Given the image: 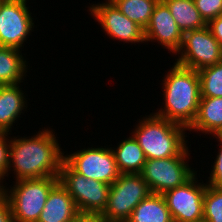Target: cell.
<instances>
[{
    "label": "cell",
    "instance_id": "6da1fadb",
    "mask_svg": "<svg viewBox=\"0 0 222 222\" xmlns=\"http://www.w3.org/2000/svg\"><path fill=\"white\" fill-rule=\"evenodd\" d=\"M55 133L46 126L33 136H12L6 180L11 173L15 181L59 177L64 153L68 151L61 148Z\"/></svg>",
    "mask_w": 222,
    "mask_h": 222
},
{
    "label": "cell",
    "instance_id": "7a4b0ae2",
    "mask_svg": "<svg viewBox=\"0 0 222 222\" xmlns=\"http://www.w3.org/2000/svg\"><path fill=\"white\" fill-rule=\"evenodd\" d=\"M170 67L160 84L165 102L153 113L188 129L196 119L201 98L199 73L175 62Z\"/></svg>",
    "mask_w": 222,
    "mask_h": 222
},
{
    "label": "cell",
    "instance_id": "3957f363",
    "mask_svg": "<svg viewBox=\"0 0 222 222\" xmlns=\"http://www.w3.org/2000/svg\"><path fill=\"white\" fill-rule=\"evenodd\" d=\"M137 120L132 134L142 148L146 159H164L173 156H190L191 144L186 139L185 126L150 113ZM186 131V132H185Z\"/></svg>",
    "mask_w": 222,
    "mask_h": 222
},
{
    "label": "cell",
    "instance_id": "277c9868",
    "mask_svg": "<svg viewBox=\"0 0 222 222\" xmlns=\"http://www.w3.org/2000/svg\"><path fill=\"white\" fill-rule=\"evenodd\" d=\"M12 182L13 186L4 184L0 191L8 199L13 222H37L51 189L59 182V177Z\"/></svg>",
    "mask_w": 222,
    "mask_h": 222
},
{
    "label": "cell",
    "instance_id": "5b68a950",
    "mask_svg": "<svg viewBox=\"0 0 222 222\" xmlns=\"http://www.w3.org/2000/svg\"><path fill=\"white\" fill-rule=\"evenodd\" d=\"M151 193L140 173L120 174L110 185L108 202L100 217L105 222H126L135 207Z\"/></svg>",
    "mask_w": 222,
    "mask_h": 222
},
{
    "label": "cell",
    "instance_id": "8992f818",
    "mask_svg": "<svg viewBox=\"0 0 222 222\" xmlns=\"http://www.w3.org/2000/svg\"><path fill=\"white\" fill-rule=\"evenodd\" d=\"M59 181L73 198L79 213H103L108 202L109 184L86 178L75 172L65 161L60 168Z\"/></svg>",
    "mask_w": 222,
    "mask_h": 222
},
{
    "label": "cell",
    "instance_id": "52a82bcc",
    "mask_svg": "<svg viewBox=\"0 0 222 222\" xmlns=\"http://www.w3.org/2000/svg\"><path fill=\"white\" fill-rule=\"evenodd\" d=\"M190 159L192 160L190 156L146 159L140 174L152 193L163 195L167 191L183 185L198 172L197 168L192 167L193 163H188L192 162Z\"/></svg>",
    "mask_w": 222,
    "mask_h": 222
},
{
    "label": "cell",
    "instance_id": "ba28073f",
    "mask_svg": "<svg viewBox=\"0 0 222 222\" xmlns=\"http://www.w3.org/2000/svg\"><path fill=\"white\" fill-rule=\"evenodd\" d=\"M30 0H4L0 7V47L24 51L29 35L37 29L29 6ZM28 3V4H27Z\"/></svg>",
    "mask_w": 222,
    "mask_h": 222
},
{
    "label": "cell",
    "instance_id": "9c48e42d",
    "mask_svg": "<svg viewBox=\"0 0 222 222\" xmlns=\"http://www.w3.org/2000/svg\"><path fill=\"white\" fill-rule=\"evenodd\" d=\"M111 145L93 144L64 154V161L77 173L106 184H113L120 176Z\"/></svg>",
    "mask_w": 222,
    "mask_h": 222
},
{
    "label": "cell",
    "instance_id": "30bf717a",
    "mask_svg": "<svg viewBox=\"0 0 222 222\" xmlns=\"http://www.w3.org/2000/svg\"><path fill=\"white\" fill-rule=\"evenodd\" d=\"M85 8H88L87 11L89 10V15L94 21L98 22L101 31L113 41L124 42L122 45L125 43L134 45L137 43L138 47L140 44L144 45V29L121 13L111 0L91 3Z\"/></svg>",
    "mask_w": 222,
    "mask_h": 222
},
{
    "label": "cell",
    "instance_id": "8fae6325",
    "mask_svg": "<svg viewBox=\"0 0 222 222\" xmlns=\"http://www.w3.org/2000/svg\"><path fill=\"white\" fill-rule=\"evenodd\" d=\"M176 55L175 63L198 71L222 61V46L206 26L185 32L181 48Z\"/></svg>",
    "mask_w": 222,
    "mask_h": 222
},
{
    "label": "cell",
    "instance_id": "7c38bea8",
    "mask_svg": "<svg viewBox=\"0 0 222 222\" xmlns=\"http://www.w3.org/2000/svg\"><path fill=\"white\" fill-rule=\"evenodd\" d=\"M199 175V177H198ZM197 172L183 185L163 194L174 222H196L203 219L204 183Z\"/></svg>",
    "mask_w": 222,
    "mask_h": 222
},
{
    "label": "cell",
    "instance_id": "4fadbf2b",
    "mask_svg": "<svg viewBox=\"0 0 222 222\" xmlns=\"http://www.w3.org/2000/svg\"><path fill=\"white\" fill-rule=\"evenodd\" d=\"M144 34L145 45H149V42L153 44L158 42L157 44L164 51L167 49L170 55L174 54L173 56H176L183 42V33L162 0H159L156 4Z\"/></svg>",
    "mask_w": 222,
    "mask_h": 222
},
{
    "label": "cell",
    "instance_id": "5bb4252c",
    "mask_svg": "<svg viewBox=\"0 0 222 222\" xmlns=\"http://www.w3.org/2000/svg\"><path fill=\"white\" fill-rule=\"evenodd\" d=\"M22 86L0 85V132L12 133L14 123H18V119L21 120L24 112L28 110V94L22 90Z\"/></svg>",
    "mask_w": 222,
    "mask_h": 222
},
{
    "label": "cell",
    "instance_id": "9a60e30c",
    "mask_svg": "<svg viewBox=\"0 0 222 222\" xmlns=\"http://www.w3.org/2000/svg\"><path fill=\"white\" fill-rule=\"evenodd\" d=\"M78 213L73 198L59 181L51 189L37 222H70Z\"/></svg>",
    "mask_w": 222,
    "mask_h": 222
},
{
    "label": "cell",
    "instance_id": "2e32d148",
    "mask_svg": "<svg viewBox=\"0 0 222 222\" xmlns=\"http://www.w3.org/2000/svg\"><path fill=\"white\" fill-rule=\"evenodd\" d=\"M222 129V98H200L196 119L188 128L191 133L215 136Z\"/></svg>",
    "mask_w": 222,
    "mask_h": 222
},
{
    "label": "cell",
    "instance_id": "e0dca14e",
    "mask_svg": "<svg viewBox=\"0 0 222 222\" xmlns=\"http://www.w3.org/2000/svg\"><path fill=\"white\" fill-rule=\"evenodd\" d=\"M11 47H0V85H16L25 82L30 69L26 54ZM29 67V68H28Z\"/></svg>",
    "mask_w": 222,
    "mask_h": 222
},
{
    "label": "cell",
    "instance_id": "ac0fdd59",
    "mask_svg": "<svg viewBox=\"0 0 222 222\" xmlns=\"http://www.w3.org/2000/svg\"><path fill=\"white\" fill-rule=\"evenodd\" d=\"M129 136V137H128ZM113 151L117 168L120 174L141 173L146 162L145 155L138 141L130 133L117 143V146L110 147Z\"/></svg>",
    "mask_w": 222,
    "mask_h": 222
},
{
    "label": "cell",
    "instance_id": "d6986e66",
    "mask_svg": "<svg viewBox=\"0 0 222 222\" xmlns=\"http://www.w3.org/2000/svg\"><path fill=\"white\" fill-rule=\"evenodd\" d=\"M126 222H174L161 194L151 193L132 211Z\"/></svg>",
    "mask_w": 222,
    "mask_h": 222
},
{
    "label": "cell",
    "instance_id": "ffe728a7",
    "mask_svg": "<svg viewBox=\"0 0 222 222\" xmlns=\"http://www.w3.org/2000/svg\"><path fill=\"white\" fill-rule=\"evenodd\" d=\"M168 7L176 24L184 34L207 26L194 0H162Z\"/></svg>",
    "mask_w": 222,
    "mask_h": 222
},
{
    "label": "cell",
    "instance_id": "44dd1931",
    "mask_svg": "<svg viewBox=\"0 0 222 222\" xmlns=\"http://www.w3.org/2000/svg\"><path fill=\"white\" fill-rule=\"evenodd\" d=\"M130 20L144 30L150 22L151 15L159 0H111Z\"/></svg>",
    "mask_w": 222,
    "mask_h": 222
},
{
    "label": "cell",
    "instance_id": "7402d4cb",
    "mask_svg": "<svg viewBox=\"0 0 222 222\" xmlns=\"http://www.w3.org/2000/svg\"><path fill=\"white\" fill-rule=\"evenodd\" d=\"M201 98H222V61L198 70Z\"/></svg>",
    "mask_w": 222,
    "mask_h": 222
},
{
    "label": "cell",
    "instance_id": "603a6c76",
    "mask_svg": "<svg viewBox=\"0 0 222 222\" xmlns=\"http://www.w3.org/2000/svg\"><path fill=\"white\" fill-rule=\"evenodd\" d=\"M203 219L207 222H222V189L206 184Z\"/></svg>",
    "mask_w": 222,
    "mask_h": 222
},
{
    "label": "cell",
    "instance_id": "cb8c5ba5",
    "mask_svg": "<svg viewBox=\"0 0 222 222\" xmlns=\"http://www.w3.org/2000/svg\"><path fill=\"white\" fill-rule=\"evenodd\" d=\"M212 139H215L218 143V145H215V146H219L218 148V153L216 152V149H215V159L214 161L212 160V163L211 164V168H210V171H208L210 174L209 176L207 177L208 179H205L206 180V184L212 186V187H216V188H219V189H222V139L221 138H217L215 136H210Z\"/></svg>",
    "mask_w": 222,
    "mask_h": 222
},
{
    "label": "cell",
    "instance_id": "d4e9b609",
    "mask_svg": "<svg viewBox=\"0 0 222 222\" xmlns=\"http://www.w3.org/2000/svg\"><path fill=\"white\" fill-rule=\"evenodd\" d=\"M11 135V133L0 132V189L5 182L7 184L6 176L9 167Z\"/></svg>",
    "mask_w": 222,
    "mask_h": 222
},
{
    "label": "cell",
    "instance_id": "484cf974",
    "mask_svg": "<svg viewBox=\"0 0 222 222\" xmlns=\"http://www.w3.org/2000/svg\"><path fill=\"white\" fill-rule=\"evenodd\" d=\"M194 3L206 23L222 15V0H194Z\"/></svg>",
    "mask_w": 222,
    "mask_h": 222
},
{
    "label": "cell",
    "instance_id": "4316f807",
    "mask_svg": "<svg viewBox=\"0 0 222 222\" xmlns=\"http://www.w3.org/2000/svg\"><path fill=\"white\" fill-rule=\"evenodd\" d=\"M0 222H13L12 211L8 199L0 191Z\"/></svg>",
    "mask_w": 222,
    "mask_h": 222
},
{
    "label": "cell",
    "instance_id": "83f0119b",
    "mask_svg": "<svg viewBox=\"0 0 222 222\" xmlns=\"http://www.w3.org/2000/svg\"><path fill=\"white\" fill-rule=\"evenodd\" d=\"M207 27L209 28L210 32L213 34V37L222 46V15L209 21L207 23Z\"/></svg>",
    "mask_w": 222,
    "mask_h": 222
},
{
    "label": "cell",
    "instance_id": "f1b7e54d",
    "mask_svg": "<svg viewBox=\"0 0 222 222\" xmlns=\"http://www.w3.org/2000/svg\"><path fill=\"white\" fill-rule=\"evenodd\" d=\"M70 222H105L100 215L78 213Z\"/></svg>",
    "mask_w": 222,
    "mask_h": 222
},
{
    "label": "cell",
    "instance_id": "f546056e",
    "mask_svg": "<svg viewBox=\"0 0 222 222\" xmlns=\"http://www.w3.org/2000/svg\"><path fill=\"white\" fill-rule=\"evenodd\" d=\"M215 137L222 139V129L215 135Z\"/></svg>",
    "mask_w": 222,
    "mask_h": 222
},
{
    "label": "cell",
    "instance_id": "4dcf8cb0",
    "mask_svg": "<svg viewBox=\"0 0 222 222\" xmlns=\"http://www.w3.org/2000/svg\"><path fill=\"white\" fill-rule=\"evenodd\" d=\"M196 222H207V221L202 219V220H199V221H196Z\"/></svg>",
    "mask_w": 222,
    "mask_h": 222
}]
</instances>
